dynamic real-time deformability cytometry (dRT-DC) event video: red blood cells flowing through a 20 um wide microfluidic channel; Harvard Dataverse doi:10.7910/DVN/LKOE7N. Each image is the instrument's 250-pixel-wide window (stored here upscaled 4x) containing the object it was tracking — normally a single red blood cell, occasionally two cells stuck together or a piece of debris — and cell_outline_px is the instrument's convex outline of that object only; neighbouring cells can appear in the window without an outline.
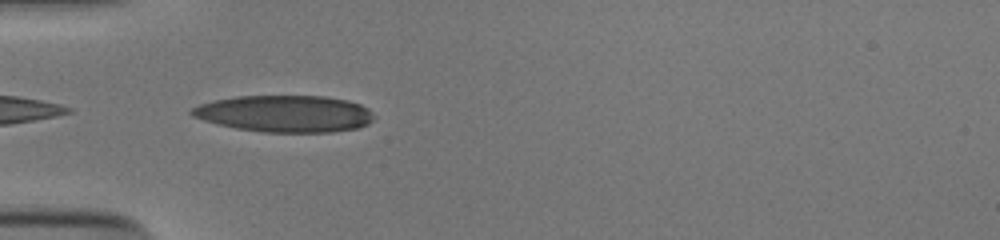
{"species": "human", "species_latin": "Homo sapiens", "temperature_condition": "cold", "stored_images_in_passage": 35, "camera_frame_rate_fps": 3000, "um_per_image_px": 0.085, "donor": {"sex": "male"}, "frame": {"image": 1, "passage_image": 1, "time_ms": 0.0, "image_size_px": [1000, 240], "cell_outline_px": [[376, 116], [368, 124], [356, 128], [332, 132], [264, 132], [236, 128], [216, 124], [192, 116], [188, 112], [192, 108], [200, 104], [216, 100], [236, 96], [324, 96], [348, 100], [360, 104], [368, 108]], "centroid_in_image_um": [24.22, 9.66], "position_along_channel_um": 60.8, "area_um2": 39.13}}
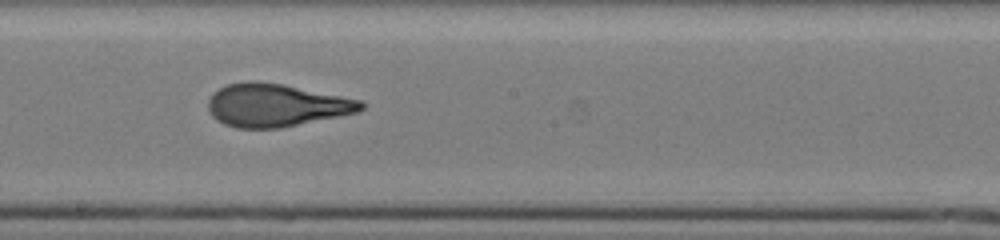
{"frame": {"image": 2, "passage_image": 14, "time_ms": 4.333, "image_size_px": [1000, 240], "cell_outline_px": [[364, 108], [356, 112], [340, 116], [280, 128], [236, 128], [224, 124], [216, 120], [212, 116], [208, 108], [208, 100], [212, 92], [228, 84], [248, 80], [256, 80], [284, 84], [360, 100], [364, 104]], "centroid_in_image_um": [23.42, 8.94], "position_along_channel_um": 224.8, "area_um2": 38.26}}
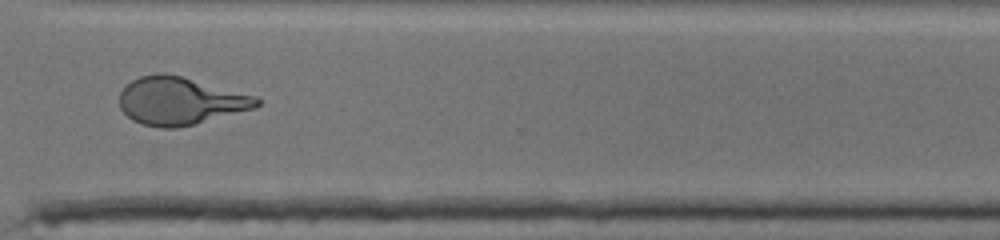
{"frame": {"image": 3, "passage_image": 24, "time_ms": 7.667, "image_size_px": [1000, 240], "cell_outline_px": [[260, 104], [256, 108], [176, 128], [160, 128], [140, 124], [132, 120], [120, 108], [120, 92], [132, 80], [140, 76], [156, 72], [164, 72], [180, 76], [256, 96], [260, 100]], "centroid_in_image_um": [15.29, 8.58], "position_along_channel_um": 355.3, "area_um2": 37.92}, "authors_computed_cell_mechanics": {"area_um2": 38.8416, "velocity_mm_per_s": 3.9124, "shape_relaxation_time_tau1_ms": 6.0151, "shape_relaxation_time_tau2_ms": 1.0317, "deformation_change_tau1": 0.2457, "deformation_change_tau2": 0.0911}}